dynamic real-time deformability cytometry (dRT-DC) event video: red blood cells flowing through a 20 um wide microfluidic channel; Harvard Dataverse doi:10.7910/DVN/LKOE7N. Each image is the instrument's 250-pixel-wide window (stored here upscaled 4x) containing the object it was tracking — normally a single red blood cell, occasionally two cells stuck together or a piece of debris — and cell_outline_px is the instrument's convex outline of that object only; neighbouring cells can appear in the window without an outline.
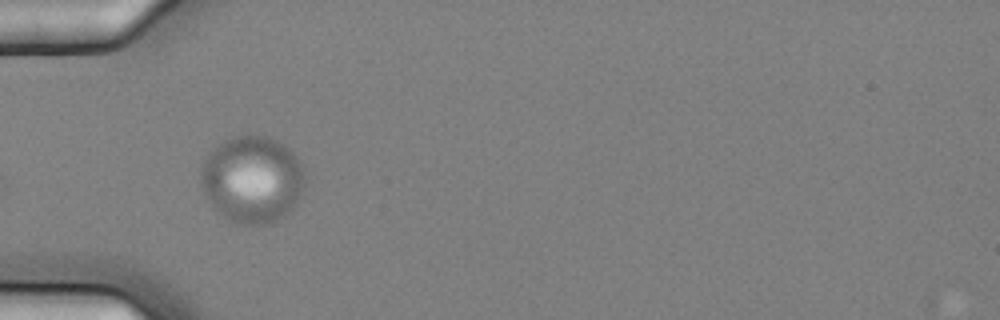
{"species": "common noctule bat (a hibernating species)", "species_latin": "Nyctalus noctula", "temperature_condition": "cold", "stored_images_in_passage": 5, "camera_frame_rate_fps": 3000, "um_per_image_px": 0.085, "animal": {"sex": "female", "body_mass_g": 25.1}, "frame": {"image": 1, "passage_image": 4, "time_ms": 1.0, "image_size_px": [1000, 320], "cell_outline_px": [[304, 192], [292, 208], [284, 216], [272, 224], [236, 224], [212, 208], [200, 184], [200, 168], [208, 152], [216, 144], [232, 136], [244, 132], [248, 132], [268, 136], [276, 140], [288, 148], [304, 164]], "centroid_in_image_um": [21.43, 15.21], "position_along_channel_um": 63.6, "area_um2": 54.1}}
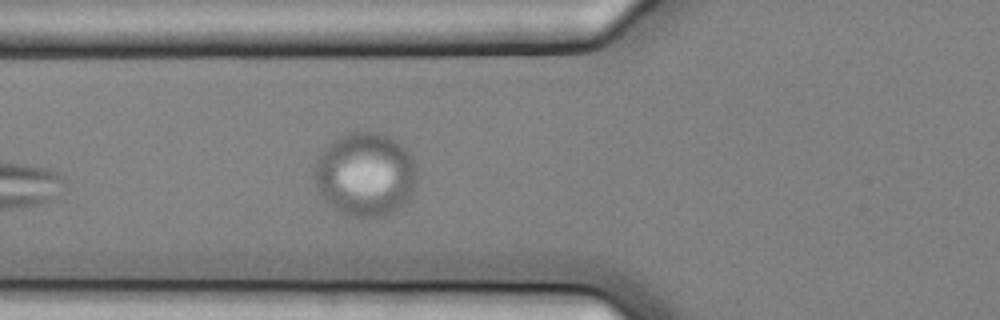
{"frame": {"image": 2, "passage_image": 5, "time_ms": 1.333, "image_size_px": [1000, 320], "cell_outline_px": [[416, 180], [412, 192], [404, 204], [392, 212], [376, 220], [360, 220], [336, 212], [328, 204], [316, 188], [312, 176], [316, 160], [324, 148], [332, 140], [348, 132], [376, 132], [388, 136], [400, 144], [412, 156], [416, 164]], "centroid_in_image_um": [31.01, 14.88], "position_along_channel_um": 94.8, "area_um2": 51.1}}